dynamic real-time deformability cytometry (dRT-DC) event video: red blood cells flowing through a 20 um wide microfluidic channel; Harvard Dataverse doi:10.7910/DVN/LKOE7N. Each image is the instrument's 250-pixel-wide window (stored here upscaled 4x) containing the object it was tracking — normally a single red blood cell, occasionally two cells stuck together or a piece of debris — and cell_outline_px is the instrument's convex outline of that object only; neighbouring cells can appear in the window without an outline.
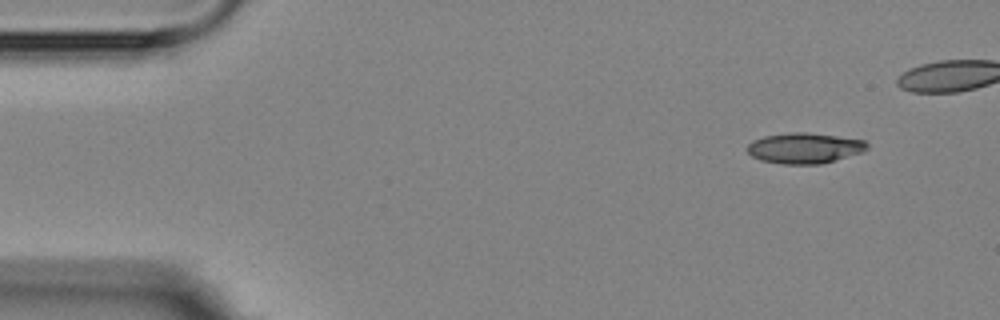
{"species": "Egyptian fruit bat (a non-hibernating species)", "species_latin": "Rousettus aegyptiacus", "temperature_condition": "room temperature", "stored_images_in_passage": 5, "camera_frame_rate_fps": 3000, "um_per_image_px": 0.085, "animal": {"sex": "female"}, "frame": {"image": 1, "passage_image": 5, "time_ms": 5.333, "image_size_px": [1000, 320], "cell_outline_px": [[868, 148], [864, 152], [820, 164], [784, 164], [760, 160], [752, 156], [748, 152], [748, 144], [752, 140], [764, 136], [792, 132], [804, 132], [836, 136], [864, 140], [868, 144]], "centroid_in_image_um": [68.38, 12.59], "position_along_channel_um": 16.6, "area_um2": 21.27}}